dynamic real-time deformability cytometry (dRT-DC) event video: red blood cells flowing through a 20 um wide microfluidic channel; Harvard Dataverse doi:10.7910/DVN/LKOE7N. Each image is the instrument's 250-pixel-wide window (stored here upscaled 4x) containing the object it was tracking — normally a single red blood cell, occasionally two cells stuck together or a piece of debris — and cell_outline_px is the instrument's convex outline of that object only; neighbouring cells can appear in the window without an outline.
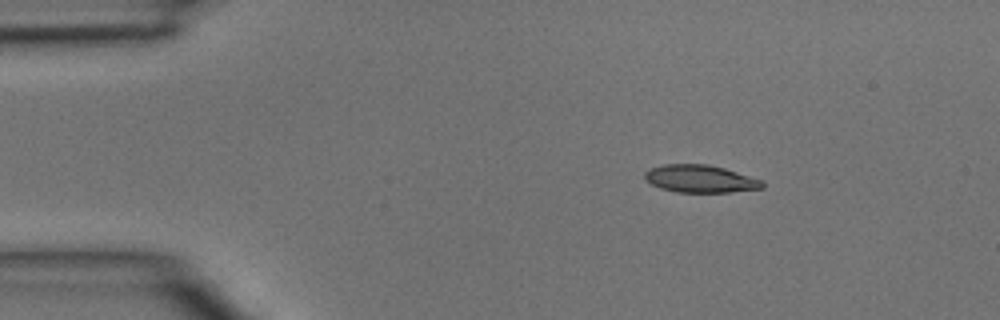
{"species": "common noctule bat (a hibernating species)", "species_latin": "Nyctalus noctula", "temperature_condition": "room temperature", "stored_images_in_passage": 3, "camera_frame_rate_fps": 3000, "um_per_image_px": 0.085, "animal": {"sex": "male", "body_mass_g": 15.6}, "frame": {"image": 1, "passage_image": 1, "time_ms": 0.0, "image_size_px": [1000, 320], "cell_outline_px": [[764, 188], [728, 192], [676, 192], [660, 188], [644, 180], [644, 172], [652, 168], [664, 164], [708, 164], [724, 168], [764, 180]], "centroid_in_image_um": [59.53, 15.2], "position_along_channel_um": 25.5, "area_um2": 18.96}}
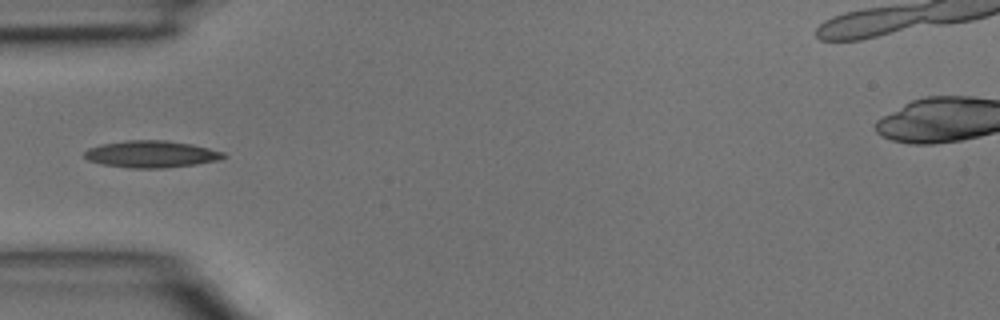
{"frame": {"image": 2, "passage_image": 3, "time_ms": 0.667, "image_size_px": [1000, 320], "cell_outline_px": [[228, 156], [220, 160], [196, 164], [164, 168], [128, 168], [100, 164], [88, 160], [84, 156], [84, 152], [88, 148], [100, 144], [128, 140], [164, 140], [192, 144], [224, 152]], "centroid_in_image_um": [12.85, 13.1], "position_along_channel_um": 72.1, "area_um2": 21.96}}